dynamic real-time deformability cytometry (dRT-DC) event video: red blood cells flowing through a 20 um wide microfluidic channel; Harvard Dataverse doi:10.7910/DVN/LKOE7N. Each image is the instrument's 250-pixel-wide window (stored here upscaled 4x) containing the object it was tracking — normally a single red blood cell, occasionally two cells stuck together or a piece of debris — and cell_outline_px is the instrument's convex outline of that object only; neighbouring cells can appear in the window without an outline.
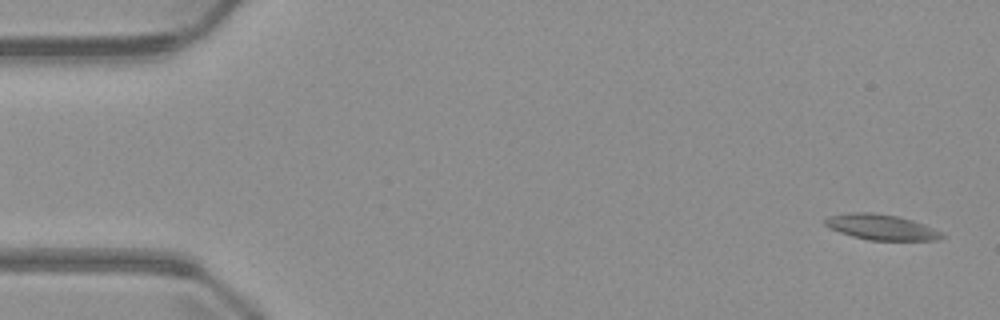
{"species": "common noctule bat (a hibernating species)", "species_latin": "Nyctalus noctula", "temperature_condition": "warm", "stored_images_in_passage": 4, "camera_frame_rate_fps": 3000, "um_per_image_px": 0.085, "animal": {"sex": "male", "body_mass_g": 23.1, "forearm_length_mm": 52.7}, "frame": {"image": 1, "passage_image": 1, "time_ms": 0.0, "image_size_px": [1000, 320], "cell_outline_px": [[948, 236], [940, 240], [868, 240], [852, 236], [828, 228], [824, 224], [824, 220], [828, 216], [848, 212], [872, 212], [896, 216], [912, 220], [924, 224], [944, 232]], "centroid_in_image_um": [74.94, 19.31], "position_along_channel_um": 10.1, "area_um2": 17.63}}
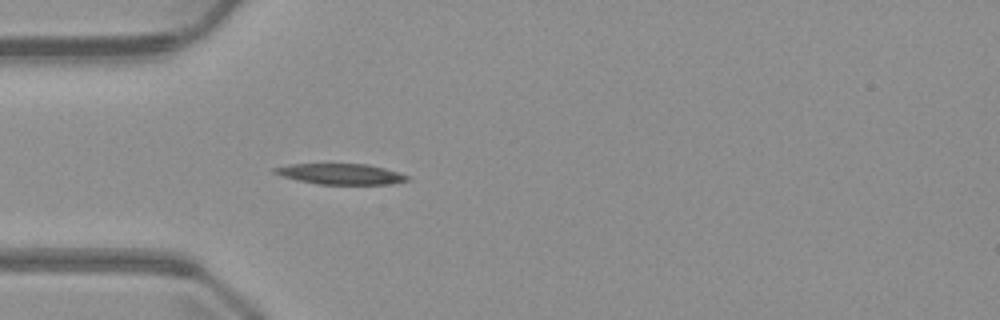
{"frame": {"image": 2, "passage_image": 4, "time_ms": 4.333, "image_size_px": [1000, 320], "cell_outline_px": [[412, 180], [392, 184], [316, 184], [296, 180], [272, 172], [272, 168], [288, 164], [368, 164], [384, 168], [412, 176]], "centroid_in_image_um": [29.01, 14.79], "position_along_channel_um": 56.0, "area_um2": 16.18}}